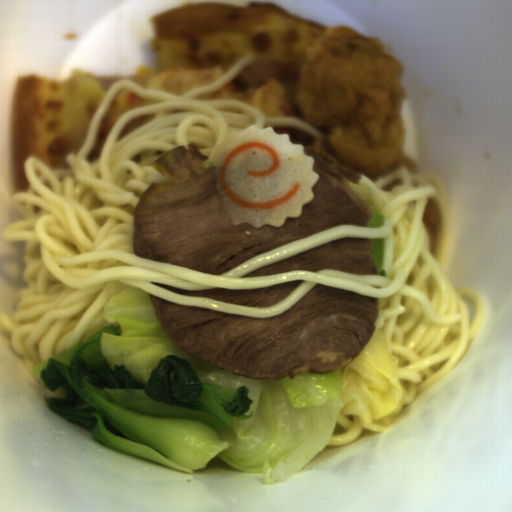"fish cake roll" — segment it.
<instances>
[{
	"label": "fish cake roll",
	"instance_id": "14b837c1",
	"mask_svg": "<svg viewBox=\"0 0 512 512\" xmlns=\"http://www.w3.org/2000/svg\"><path fill=\"white\" fill-rule=\"evenodd\" d=\"M215 187L233 226L248 223L281 228L288 218H299L314 200L321 176L315 158L290 133L255 123L231 130L216 148Z\"/></svg>",
	"mask_w": 512,
	"mask_h": 512
}]
</instances>
